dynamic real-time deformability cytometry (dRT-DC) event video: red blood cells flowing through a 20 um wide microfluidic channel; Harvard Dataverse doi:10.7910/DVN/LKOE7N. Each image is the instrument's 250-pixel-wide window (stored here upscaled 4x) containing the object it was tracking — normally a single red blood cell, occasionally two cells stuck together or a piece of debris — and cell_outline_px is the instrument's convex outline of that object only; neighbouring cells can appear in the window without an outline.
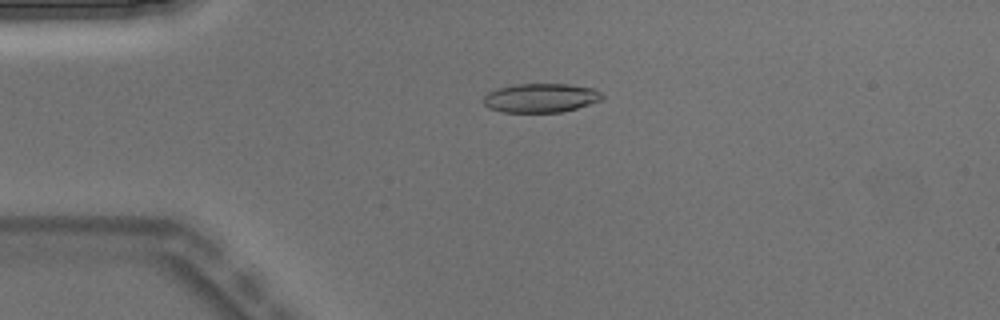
{"species": "Egyptian fruit bat (a non-hibernating species)", "species_latin": "Rousettus aegyptiacus", "temperature_condition": "warm", "stored_images_in_passage": 4, "camera_frame_rate_fps": 3000, "um_per_image_px": 0.085, "animal": {"sex": "male"}, "frame": {"image": 1, "passage_image": 3, "time_ms": 0.667, "image_size_px": [1000, 320], "cell_outline_px": [[604, 96], [600, 100], [576, 108], [560, 112], [504, 112], [488, 108], [484, 104], [484, 96], [488, 92], [496, 88], [516, 84], [568, 84], [592, 88], [600, 92]], "centroid_in_image_um": [45.93, 8.32], "position_along_channel_um": 39.1, "area_um2": 19.94}}